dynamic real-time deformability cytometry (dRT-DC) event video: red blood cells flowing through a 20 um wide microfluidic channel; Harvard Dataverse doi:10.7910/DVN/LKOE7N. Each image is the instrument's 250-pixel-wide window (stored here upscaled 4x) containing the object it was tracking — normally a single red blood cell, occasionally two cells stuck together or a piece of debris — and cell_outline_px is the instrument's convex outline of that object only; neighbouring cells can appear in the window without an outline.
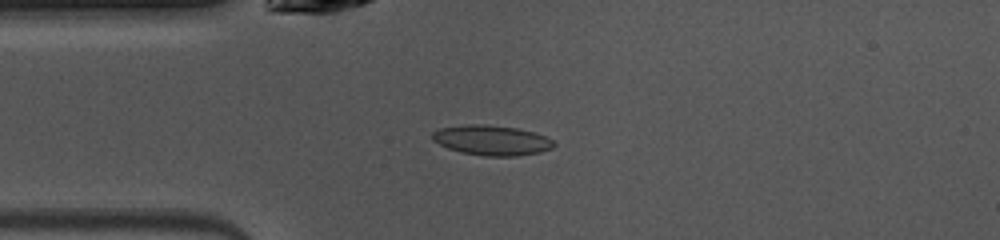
{"species": "common noctule bat (a hibernating species)", "species_latin": "Nyctalus noctula", "temperature_condition": "warm", "stored_images_in_passage": 38, "camera_frame_rate_fps": 3000, "um_per_image_px": 0.085, "animal": {"sex": "female", "body_mass_g": 10.0, "forearm_length_mm": 53.1}, "frame": {"image": 1, "passage_image": 1, "time_ms": 0.0, "image_size_px": [1000, 240], "cell_outline_px": [[556, 144], [552, 148], [540, 152], [516, 156], [484, 156], [460, 152], [448, 148], [432, 140], [432, 132], [440, 128], [464, 124], [484, 124], [516, 128], [548, 136]], "centroid_in_image_um": [41.79, 11.92], "position_along_channel_um": 43.2, "area_um2": 21.33}}
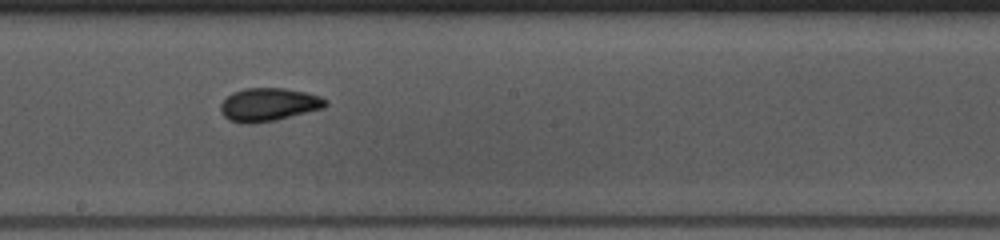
{"frame": {"image": 2, "passage_image": 15, "time_ms": 4.667, "image_size_px": [1000, 240], "cell_outline_px": [[328, 104], [324, 108], [276, 120], [252, 124], [244, 124], [228, 120], [220, 112], [220, 104], [232, 92], [244, 88], [284, 88], [304, 92], [320, 96], [328, 100]], "centroid_in_image_um": [22.82, 8.9], "position_along_channel_um": 225.4, "area_um2": 20.46}}
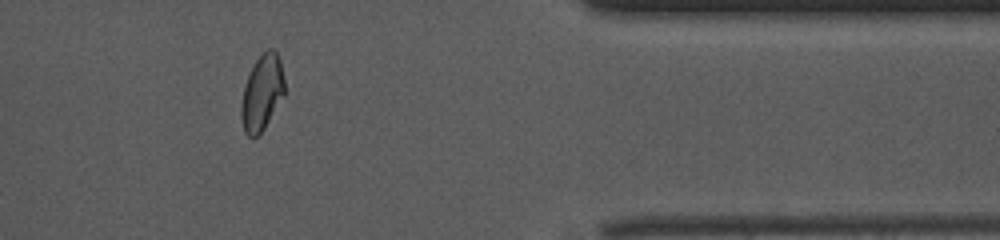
{"frame": {"image": 3, "passage_image": 29, "time_ms": 9.333, "image_size_px": [1000, 240], "cell_outline_px": [[284, 96], [264, 128], [256, 136], [248, 136], [244, 132], [240, 116], [240, 108], [244, 88], [248, 76], [256, 60], [268, 48], [272, 48], [276, 52], [280, 60], [284, 80]], "centroid_in_image_um": [22.27, 7.89], "position_along_channel_um": 389.1, "area_um2": 18.84}, "authors_computed_cell_mechanics": {"area_um2": 19.5942, "velocity_mm_per_s": 4.0548, "shape_relaxation_time_tau1_ms": 5.2832, "shape_relaxation_time_tau2_ms": 1.7361, "deformation_change_tau1": 0.1435, "deformation_change_tau2": 0.0502}}